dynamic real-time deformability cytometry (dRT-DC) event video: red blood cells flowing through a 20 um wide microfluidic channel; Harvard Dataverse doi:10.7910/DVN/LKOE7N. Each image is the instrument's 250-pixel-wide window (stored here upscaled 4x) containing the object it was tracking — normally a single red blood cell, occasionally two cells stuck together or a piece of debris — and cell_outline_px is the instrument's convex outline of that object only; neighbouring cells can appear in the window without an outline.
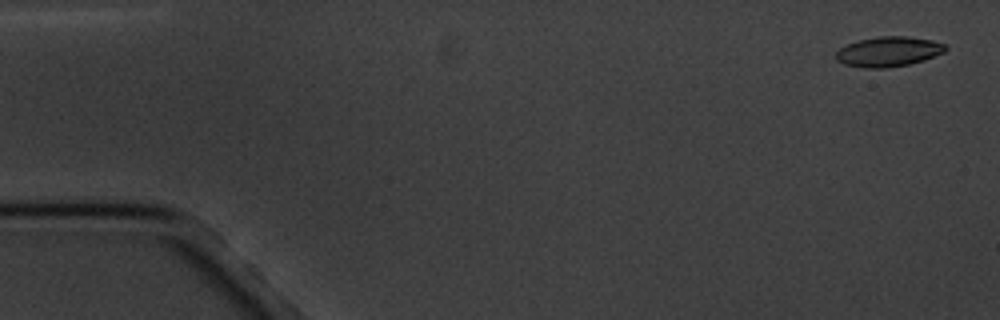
{"species": "common noctule bat (a hibernating species)", "species_latin": "Nyctalus noctula", "temperature_condition": "cold", "stored_images_in_passage": 6, "camera_frame_rate_fps": 3000, "um_per_image_px": 0.085, "animal": {"sex": "male", "body_mass_g": 20.1, "forearm_length_mm": 53.5}, "frame": {"image": 1, "passage_image": 1, "time_ms": 0.0, "image_size_px": [1000, 320], "cell_outline_px": [[948, 48], [944, 52], [924, 60], [908, 64], [888, 68], [864, 68], [844, 64], [836, 60], [836, 52], [840, 48], [848, 44], [860, 40], [880, 36], [908, 36], [932, 40], [944, 44]], "centroid_in_image_um": [75.52, 4.39], "position_along_channel_um": 9.5, "area_um2": 19.07}}
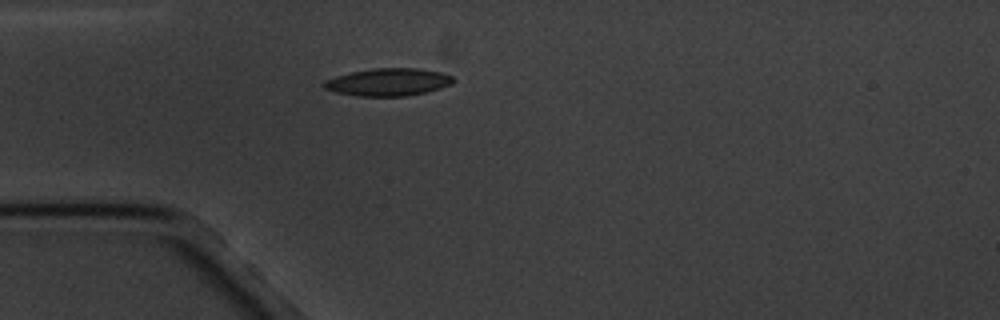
{"frame": {"image": 2, "passage_image": 5, "time_ms": 4.667, "image_size_px": [1000, 320], "cell_outline_px": [[456, 80], [452, 84], [440, 88], [408, 96], [356, 96], [336, 92], [324, 88], [320, 84], [324, 80], [336, 76], [352, 72], [372, 68], [420, 68], [440, 72], [452, 76]], "centroid_in_image_um": [32.99, 6.97], "position_along_channel_um": 52.0, "area_um2": 20.87}}